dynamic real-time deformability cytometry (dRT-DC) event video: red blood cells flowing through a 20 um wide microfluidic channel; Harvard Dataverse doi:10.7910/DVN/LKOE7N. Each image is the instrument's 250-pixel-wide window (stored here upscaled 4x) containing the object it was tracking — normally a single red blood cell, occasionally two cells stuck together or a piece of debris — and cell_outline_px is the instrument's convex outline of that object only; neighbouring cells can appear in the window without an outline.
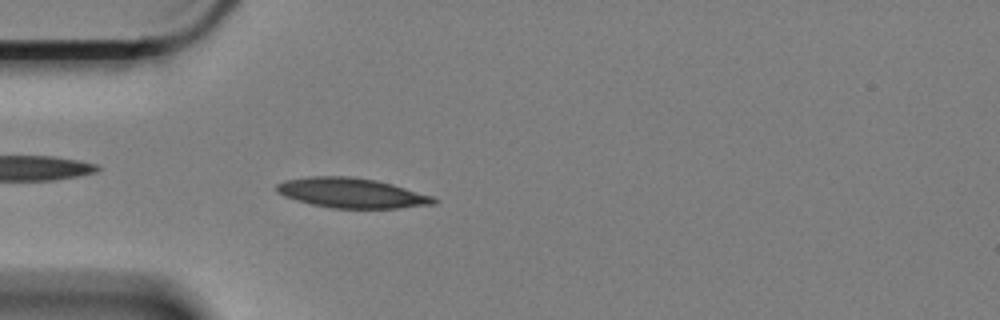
{"species": "Egyptian fruit bat (a non-hibernating species)", "species_latin": "Rousettus aegyptiacus", "temperature_condition": "cold", "stored_images_in_passage": 58, "camera_frame_rate_fps": 3000, "um_per_image_px": 0.085, "animal": {"sex": "female"}, "frame": {"image": 1, "passage_image": 16, "time_ms": 5.0, "image_size_px": [1000, 320], "cell_outline_px": [[440, 200], [436, 204], [396, 208], [332, 208], [312, 204], [296, 200], [284, 196], [276, 192], [276, 184], [284, 180], [308, 176], [348, 176], [376, 180], [392, 184], [432, 196]], "centroid_in_image_um": [29.87, 16.4], "position_along_channel_um": 55.1, "area_um2": 27.4}}
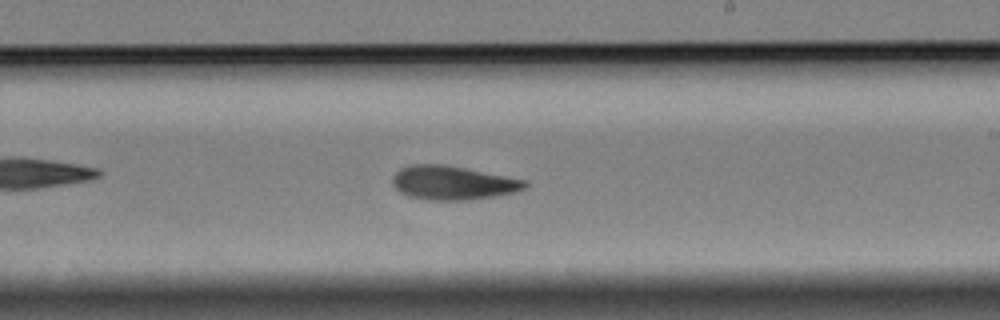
{"frame": {"image": 2, "passage_image": 34, "time_ms": 11.0, "image_size_px": [1000, 320], "cell_outline_px": [[528, 184], [524, 188], [516, 192], [468, 200], [424, 200], [408, 196], [400, 192], [392, 184], [392, 176], [400, 168], [412, 164], [444, 164], [528, 180]], "centroid_in_image_um": [38.46, 15.54], "position_along_channel_um": 250.5, "area_um2": 26.24}}
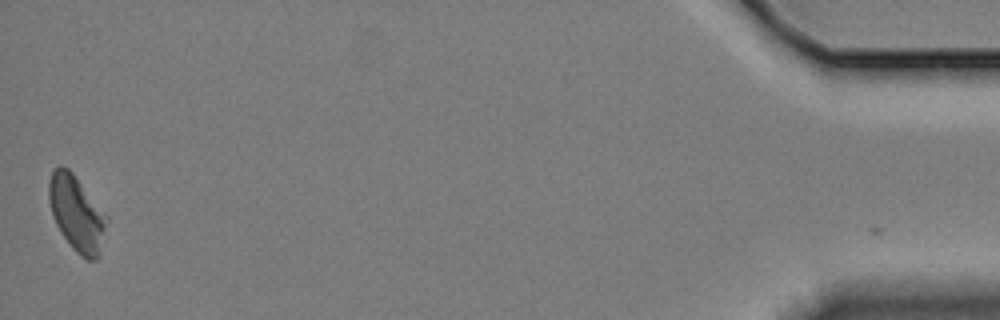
{"frame": {"image": 3, "passage_image": 58, "time_ms": 19.0, "image_size_px": [1000, 320], "cell_outline_px": [[108, 220], [100, 256], [96, 260], [88, 260], [80, 256], [72, 248], [60, 232], [52, 216], [48, 200], [48, 184], [52, 172], [60, 164], [68, 168], [72, 172], [108, 216]], "centroid_in_image_um": [6.52, 18.17], "position_along_channel_um": 428.7, "area_um2": 25.66}, "authors_computed_cell_mechanics": {"area_um2": 25.5476, "velocity_mm_per_s": 3.3452, "shape_relaxation_time_tau1_ms": 8.5746, "shape_relaxation_time_tau2_ms": 6.0349, "deformation_change_tau1": 0.1507, "deformation_change_tau2": 0.1236}}